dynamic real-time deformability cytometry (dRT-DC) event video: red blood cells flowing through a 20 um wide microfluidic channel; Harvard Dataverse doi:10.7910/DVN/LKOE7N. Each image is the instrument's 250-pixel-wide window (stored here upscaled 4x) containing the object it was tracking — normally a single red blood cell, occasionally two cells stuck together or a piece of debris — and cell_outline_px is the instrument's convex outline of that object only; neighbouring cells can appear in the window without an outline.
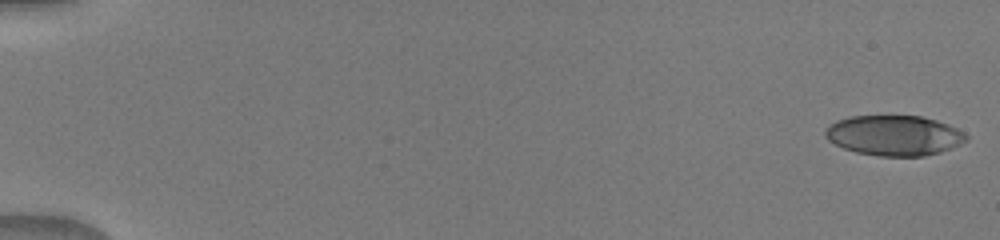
{"species": "human", "species_latin": "Homo sapiens", "temperature_condition": "warm", "stored_images_in_passage": 50, "camera_frame_rate_fps": 3000, "um_per_image_px": 0.085, "donor": {"sex": "male"}, "frame": {"image": 1, "passage_image": 1, "time_ms": 0.0, "image_size_px": [1000, 240], "cell_outline_px": [[968, 140], [952, 148], [940, 152], [924, 156], [880, 156], [856, 152], [844, 148], [828, 140], [824, 136], [824, 132], [836, 120], [852, 116], [920, 116], [936, 120], [948, 124], [964, 132], [968, 136]], "centroid_in_image_um": [76.03, 11.51], "position_along_channel_um": 9.0, "area_um2": 32.95}}
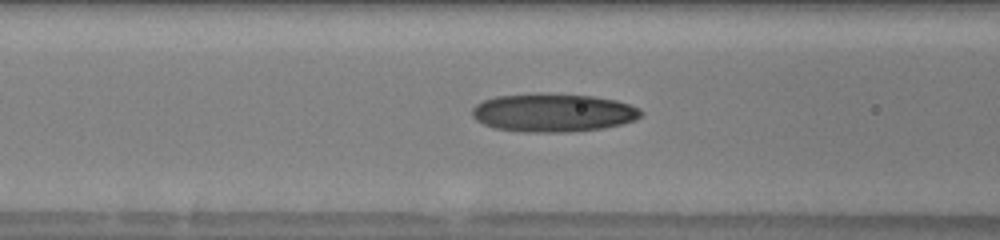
{"frame": {"image": 2, "passage_image": 22, "time_ms": 7.0, "image_size_px": [1000, 240], "cell_outline_px": [[644, 112], [636, 120], [604, 128], [564, 132], [520, 132], [496, 128], [484, 124], [476, 120], [472, 116], [472, 108], [476, 104], [484, 100], [496, 96], [536, 92], [548, 92], [592, 96], [616, 100], [640, 108]], "centroid_in_image_um": [47.0, 9.56], "position_along_channel_um": 119.6, "area_um2": 38.15}}
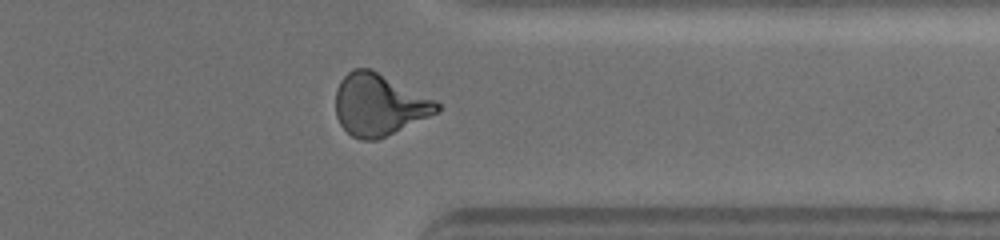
{"frame": {"image": 3, "passage_image": 41, "time_ms": 13.333, "image_size_px": [1000, 240], "cell_outline_px": [[440, 108], [436, 112], [428, 116], [376, 140], [360, 140], [352, 136], [340, 124], [336, 116], [336, 88], [340, 80], [352, 68], [372, 68], [436, 100], [440, 104]], "centroid_in_image_um": [32.18, 8.87], "position_along_channel_um": 379.2, "area_um2": 36.3}}